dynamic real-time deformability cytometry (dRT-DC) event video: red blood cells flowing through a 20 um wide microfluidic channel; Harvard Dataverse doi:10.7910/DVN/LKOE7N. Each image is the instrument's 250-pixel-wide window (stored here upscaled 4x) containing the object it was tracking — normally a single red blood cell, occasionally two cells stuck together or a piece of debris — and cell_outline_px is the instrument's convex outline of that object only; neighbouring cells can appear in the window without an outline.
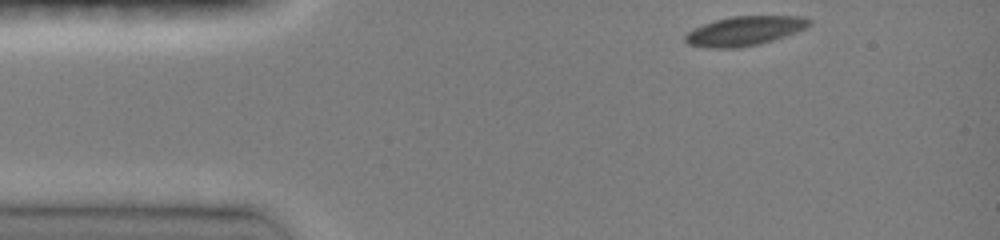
{"species": "common noctule bat (a hibernating species)", "species_latin": "Nyctalus noctula", "temperature_condition": "room temperature", "stored_images_in_passage": 30, "camera_frame_rate_fps": 3000, "um_per_image_px": 0.085, "animal": {"sex": "female", "body_mass_g": 19.0, "forearm_length_mm": 51.5}, "frame": {"image": 1, "passage_image": 1, "time_ms": 0.0, "image_size_px": [1000, 240], "cell_outline_px": [[812, 24], [808, 28], [760, 44], [740, 48], [708, 48], [688, 44], [684, 40], [684, 36], [688, 32], [704, 24], [716, 20], [732, 16], [804, 16], [812, 20]], "centroid_in_image_um": [63.33, 2.63], "position_along_channel_um": 21.7, "area_um2": 21.27}}
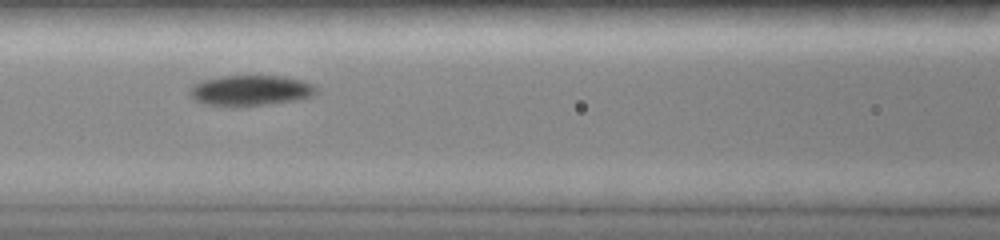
{"frame": {"image": 2, "passage_image": 14, "time_ms": 4.667, "image_size_px": [1000, 240], "cell_outline_px": [[316, 92], [300, 100], [236, 108], [228, 108], [204, 104], [192, 100], [192, 84], [200, 80], [224, 76], [284, 76], [304, 80], [312, 84], [316, 88]], "centroid_in_image_um": [21.26, 7.71], "position_along_channel_um": 145.3, "area_um2": 22.95}}
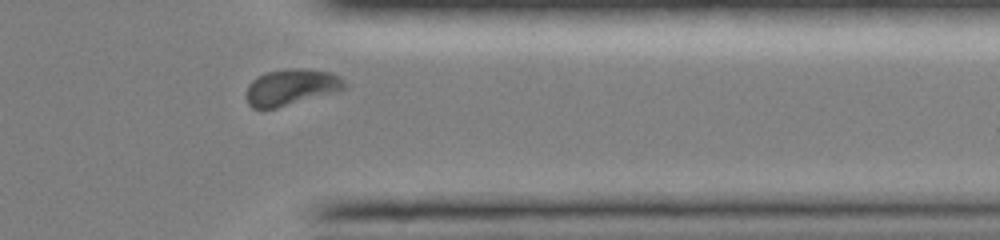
{"frame": {"image": 3, "passage_image": 27, "time_ms": 10.667, "image_size_px": [1000, 240], "cell_outline_px": [[348, 88], [340, 92], [276, 108], [252, 108], [248, 104], [248, 84], [252, 80], [268, 72], [288, 68], [300, 68], [328, 72], [340, 76], [348, 84]], "centroid_in_image_um": [24.85, 7.42], "position_along_channel_um": 386.6, "area_um2": 20.87}, "authors_computed_cell_mechanics": {"area_um2": 21.4438, "velocity_mm_per_s": 4.0039, "shape_relaxation_time_tau1_ms": 3.0172, "shape_relaxation_time_tau2_ms": null, "deformation_change_tau1": 0.1238, "deformation_change_tau2": null}}